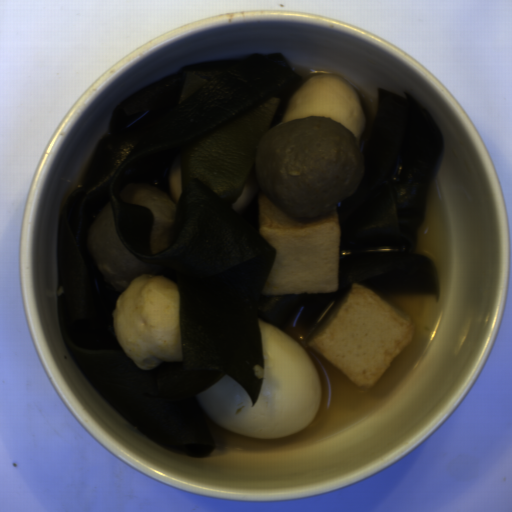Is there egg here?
I'll return each mask as SVG.
<instances>
[{
	"label": "egg",
	"instance_id": "obj_1",
	"mask_svg": "<svg viewBox=\"0 0 512 512\" xmlns=\"http://www.w3.org/2000/svg\"><path fill=\"white\" fill-rule=\"evenodd\" d=\"M262 346L263 380L255 404L230 375L194 395L217 425L248 438L292 436L315 417L323 396L320 377L300 342L256 318Z\"/></svg>",
	"mask_w": 512,
	"mask_h": 512
}]
</instances>
